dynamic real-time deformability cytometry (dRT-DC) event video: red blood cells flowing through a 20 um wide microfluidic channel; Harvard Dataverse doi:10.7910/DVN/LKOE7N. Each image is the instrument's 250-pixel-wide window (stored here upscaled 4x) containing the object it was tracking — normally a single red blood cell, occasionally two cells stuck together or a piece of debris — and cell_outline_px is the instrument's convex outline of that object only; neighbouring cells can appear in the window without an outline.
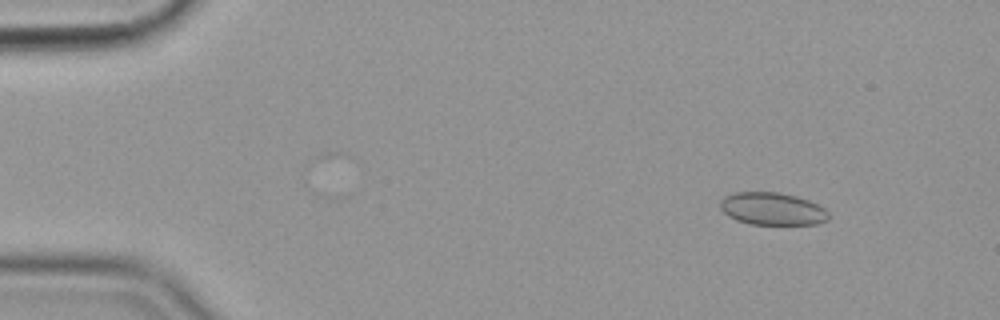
{"species": "common noctule bat (a hibernating species)", "species_latin": "Nyctalus noctula", "temperature_condition": "cold", "stored_images_in_passage": 57, "camera_frame_rate_fps": 3000, "um_per_image_px": 0.085, "animal": {"sex": "female", "body_mass_g": 19.9}, "frame": {"image": 1, "passage_image": 7, "time_ms": 2.0, "image_size_px": [1000, 320], "cell_outline_px": [[828, 220], [816, 224], [748, 224], [736, 220], [728, 216], [720, 208], [720, 200], [724, 196], [736, 192], [780, 192], [796, 196], [808, 200], [824, 208], [828, 212]], "centroid_in_image_um": [65.62, 17.74], "position_along_channel_um": 19.4, "area_um2": 20.58}}
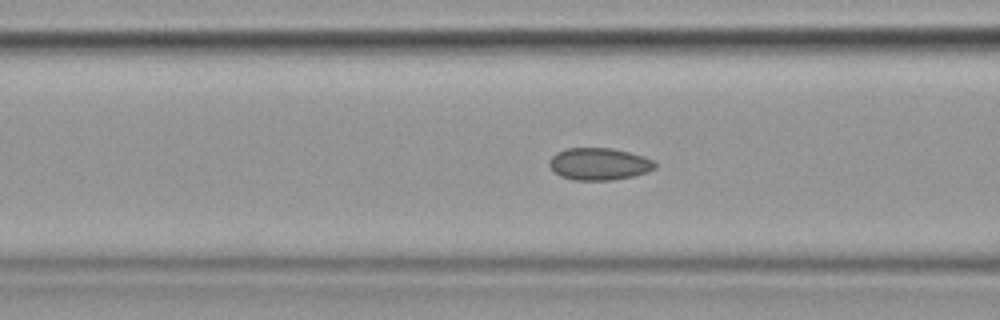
{"frame": {"image": 2, "passage_image": 23, "time_ms": 7.333, "image_size_px": [1000, 320], "cell_outline_px": [[656, 168], [648, 172], [632, 176], [612, 180], [572, 180], [560, 176], [548, 164], [548, 160], [556, 152], [564, 148], [612, 148], [644, 156], [652, 160], [656, 164]], "centroid_in_image_um": [50.91, 13.93], "position_along_channel_um": 115.7, "area_um2": 19.88}}
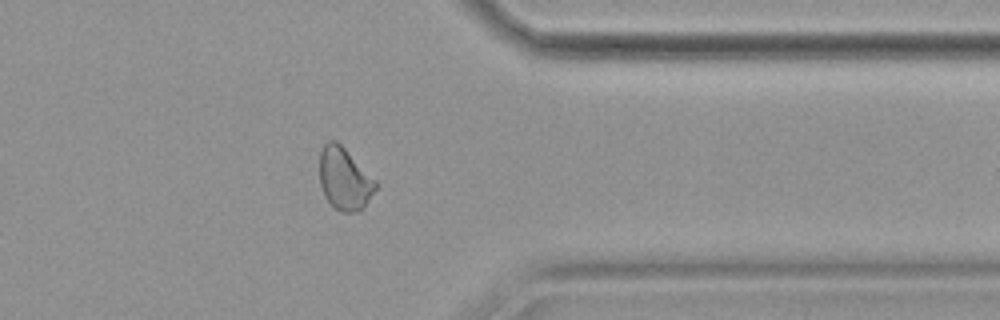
{"frame": {"image": 3, "passage_image": 46, "time_ms": 15.0, "image_size_px": [1000, 320], "cell_outline_px": [[376, 188], [364, 208], [356, 212], [340, 212], [324, 196], [320, 184], [320, 152], [324, 144], [328, 140], [336, 140], [376, 180]], "centroid_in_image_um": [29.27, 15.21], "position_along_channel_um": 382.1, "area_um2": 20.17}, "authors_computed_cell_mechanics": {"area_um2": 20.4034, "velocity_mm_per_s": 3.5806, "shape_relaxation_time_tau1_ms": null, "shape_relaxation_time_tau2_ms": 3.1945, "deformation_change_tau1": null, "deformation_change_tau2": 0.0552}}